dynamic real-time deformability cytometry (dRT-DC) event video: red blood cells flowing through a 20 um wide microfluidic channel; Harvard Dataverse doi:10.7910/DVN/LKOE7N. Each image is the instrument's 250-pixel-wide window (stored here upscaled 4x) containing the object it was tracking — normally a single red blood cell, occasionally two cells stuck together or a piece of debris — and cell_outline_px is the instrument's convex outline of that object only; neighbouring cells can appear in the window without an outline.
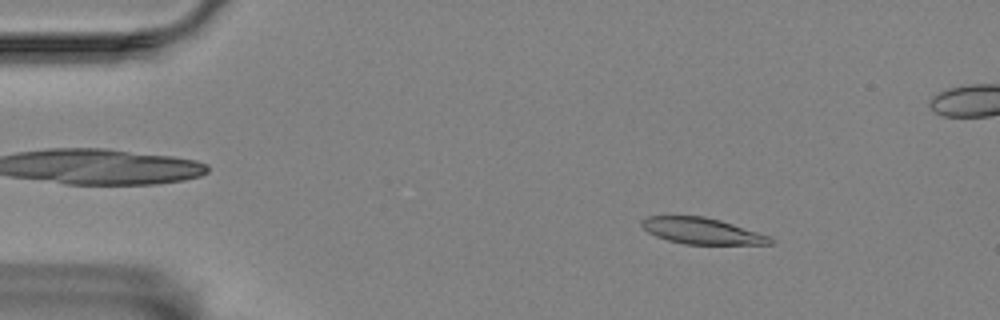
{"species": "Egyptian fruit bat (a non-hibernating species)", "species_latin": "Rousettus aegyptiacus", "temperature_condition": "room temperature", "stored_images_in_passage": 58, "segment_of_instrument_passage": [1, 2], "camera_frame_rate_fps": 3000, "um_per_image_px": 0.085, "animal": {"sex": "female"}, "frame": {"image": 1, "passage_image": 8, "time_ms": 2.333, "image_size_px": [1000, 320], "cell_outline_px": [[776, 240], [772, 244], [684, 244], [668, 240], [656, 236], [648, 232], [640, 224], [640, 220], [648, 216], [704, 216], [720, 220], [772, 236]], "centroid_in_image_um": [59.69, 19.63], "position_along_channel_um": 25.3, "area_um2": 19.71}}
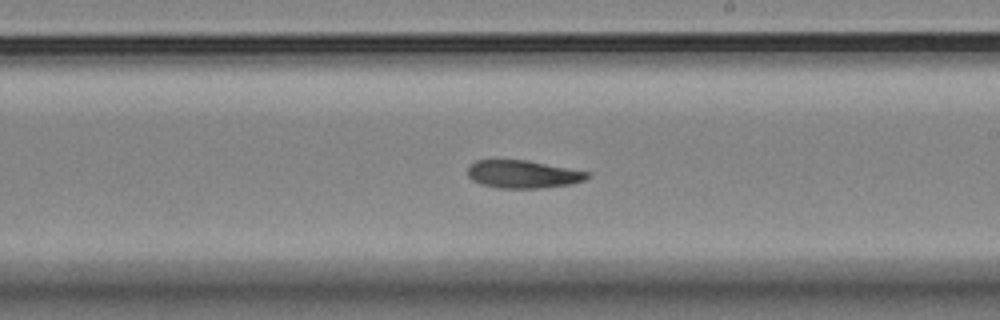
{"frame": {"image": 2, "passage_image": 33, "time_ms": 10.667, "image_size_px": [1000, 320], "cell_outline_px": [[592, 176], [584, 180], [572, 184], [540, 188], [496, 188], [480, 184], [472, 180], [468, 176], [468, 168], [476, 160], [528, 160], [592, 172]], "centroid_in_image_um": [44.51, 14.81], "position_along_channel_um": 244.5, "area_um2": 19.65}}
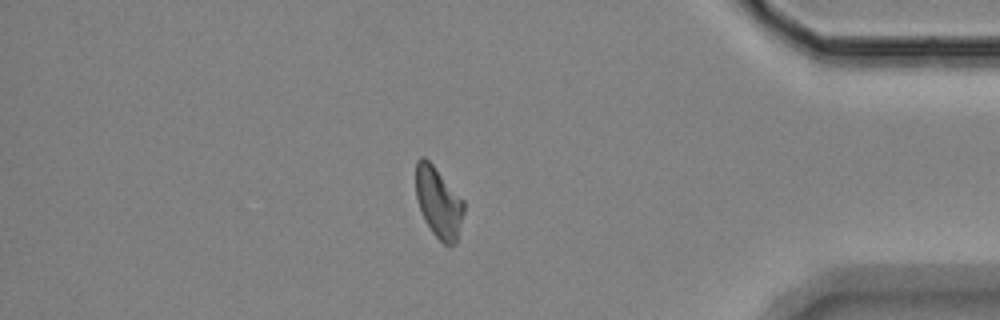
{"frame": {"image": 3, "passage_image": 49, "time_ms": 16.0, "image_size_px": [1000, 320], "cell_outline_px": [[464, 212], [456, 244], [448, 248], [432, 232], [420, 208], [416, 196], [416, 160], [420, 156], [424, 156], [432, 164], [464, 200]], "centroid_in_image_um": [37.29, 17.22], "position_along_channel_um": 397.9, "area_um2": 19.65}}